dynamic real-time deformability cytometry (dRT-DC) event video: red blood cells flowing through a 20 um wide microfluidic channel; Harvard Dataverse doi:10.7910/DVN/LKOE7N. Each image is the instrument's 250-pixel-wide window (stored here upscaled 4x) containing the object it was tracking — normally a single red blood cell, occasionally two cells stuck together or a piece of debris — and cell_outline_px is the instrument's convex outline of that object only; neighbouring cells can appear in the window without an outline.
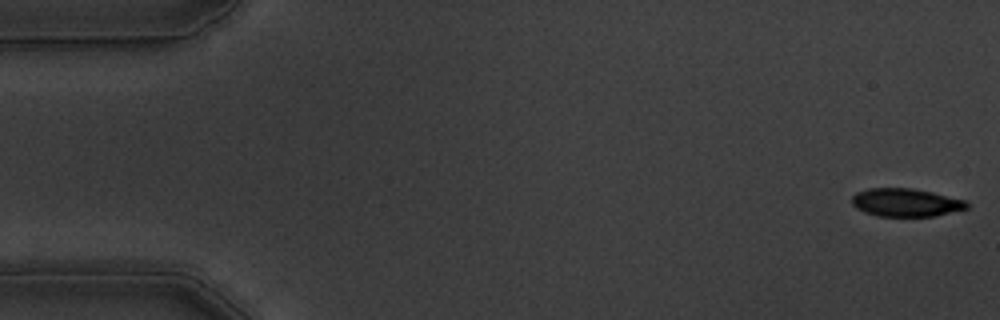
{"species": "common noctule bat (a hibernating species)", "species_latin": "Nyctalus noctula", "temperature_condition": "warm", "stored_images_in_passage": 11, "camera_frame_rate_fps": 3000, "um_per_image_px": 0.085, "animal": {"sex": "male", "body_mass_g": 19.5, "forearm_length_mm": 54.6}, "frame": {"image": 1, "passage_image": 1, "time_ms": 0.0, "image_size_px": [1000, 320], "cell_outline_px": [[968, 208], [936, 216], [876, 216], [864, 212], [856, 208], [852, 204], [852, 196], [856, 192], [868, 188], [912, 188], [932, 192], [964, 200], [968, 204]], "centroid_in_image_um": [76.96, 17.21], "position_along_channel_um": 8.0, "area_um2": 18.84}}